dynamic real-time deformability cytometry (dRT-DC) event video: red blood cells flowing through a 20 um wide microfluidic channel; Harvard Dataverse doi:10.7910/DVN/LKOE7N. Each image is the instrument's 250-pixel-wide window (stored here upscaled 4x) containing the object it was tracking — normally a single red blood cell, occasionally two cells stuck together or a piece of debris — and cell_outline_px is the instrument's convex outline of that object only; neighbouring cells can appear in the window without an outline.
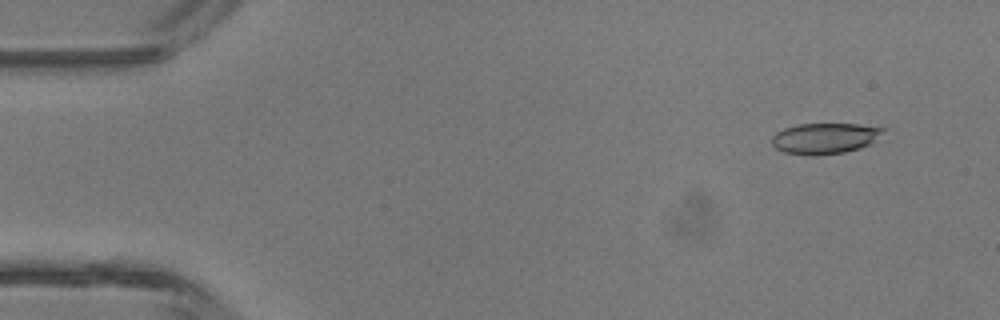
{"species": "common noctule bat (a hibernating species)", "species_latin": "Nyctalus noctula", "temperature_condition": "room temperature", "stored_images_in_passage": 3, "camera_frame_rate_fps": 3000, "um_per_image_px": 0.085, "animal": {"sex": "male", "body_mass_g": 13.3}, "frame": {"image": 1, "passage_image": 1, "time_ms": 0.0, "image_size_px": [1000, 320], "cell_outline_px": [[888, 128], [872, 144], [860, 148], [844, 152], [812, 156], [784, 152], [776, 148], [772, 144], [772, 136], [776, 132], [784, 128], [796, 124], [856, 124]], "centroid_in_image_um": [70.13, 11.75], "position_along_channel_um": 14.9, "area_um2": 20.17}}
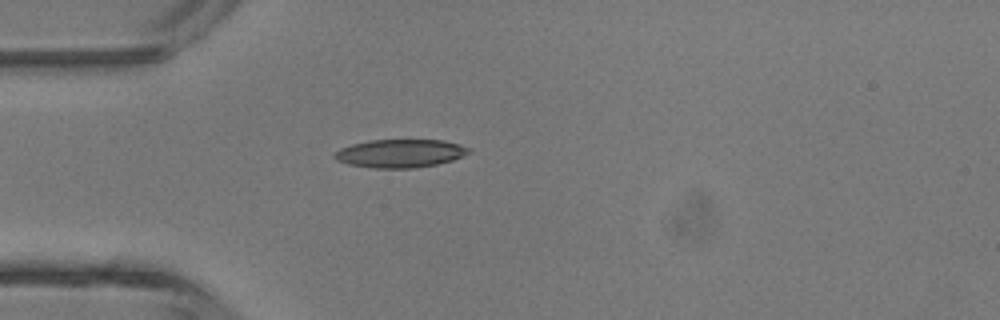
{"frame": {"image": 2, "passage_image": 3, "time_ms": 3.0, "image_size_px": [1000, 320], "cell_outline_px": [[472, 152], [452, 160], [436, 164], [416, 168], [372, 168], [348, 164], [336, 160], [332, 156], [332, 152], [340, 148], [352, 144], [368, 140], [444, 140], [460, 144], [472, 148]], "centroid_in_image_um": [34.0, 13.03], "position_along_channel_um": 51.0, "area_um2": 22.37}}